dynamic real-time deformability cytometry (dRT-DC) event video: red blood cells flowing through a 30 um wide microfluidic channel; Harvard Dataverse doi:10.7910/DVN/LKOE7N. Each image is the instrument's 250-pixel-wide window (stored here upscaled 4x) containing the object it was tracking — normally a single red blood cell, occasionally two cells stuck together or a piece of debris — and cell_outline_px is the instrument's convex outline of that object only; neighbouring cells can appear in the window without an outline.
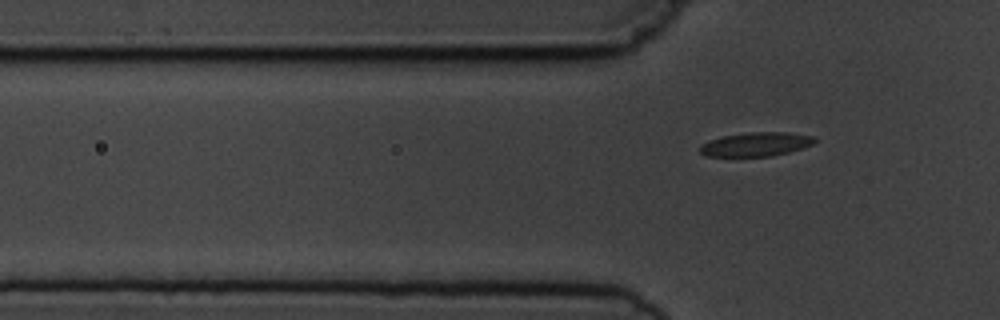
{"species": "common noctule bat (a hibernating species)", "species_latin": "Nyctalus noctula", "temperature_condition": "cold", "stored_images_in_passage": 5, "camera_frame_rate_fps": 3000, "um_per_image_px": 0.085, "animal": {"sex": "male", "body_mass_g": 19.5, "forearm_length_mm": 54.6}, "frame": {"image": 1, "passage_image": 5, "time_ms": 4.667, "image_size_px": [1000, 320], "cell_outline_px": [[816, 140], [812, 144], [788, 152], [772, 156], [704, 156], [700, 152], [700, 144], [708, 140], [724, 136], [752, 132], [788, 132], [812, 136]], "centroid_in_image_um": [64.21, 12.26], "position_along_channel_um": 61.6, "area_um2": 15.84}}